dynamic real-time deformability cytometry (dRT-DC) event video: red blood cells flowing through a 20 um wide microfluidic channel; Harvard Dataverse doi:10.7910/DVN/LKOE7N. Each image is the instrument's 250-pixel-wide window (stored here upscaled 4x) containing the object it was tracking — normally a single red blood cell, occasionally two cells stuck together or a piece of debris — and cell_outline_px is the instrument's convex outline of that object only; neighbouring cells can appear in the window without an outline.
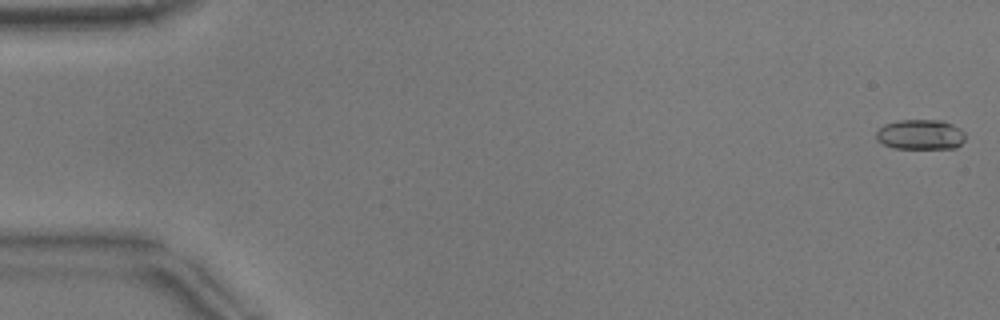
{"species": "common noctule bat (a hibernating species)", "species_latin": "Nyctalus noctula", "temperature_condition": "warm", "stored_images_in_passage": 53, "camera_frame_rate_fps": 3000, "um_per_image_px": 0.085, "animal": {"sex": "male", "body_mass_g": 17.9}, "frame": {"image": 1, "passage_image": 1, "time_ms": 0.0, "image_size_px": [1000, 320], "cell_outline_px": [[964, 140], [956, 148], [892, 148], [876, 140], [876, 132], [884, 124], [900, 120], [944, 120], [960, 128], [964, 132]], "centroid_in_image_um": [78.23, 11.43], "position_along_channel_um": 6.8, "area_um2": 15.66}}
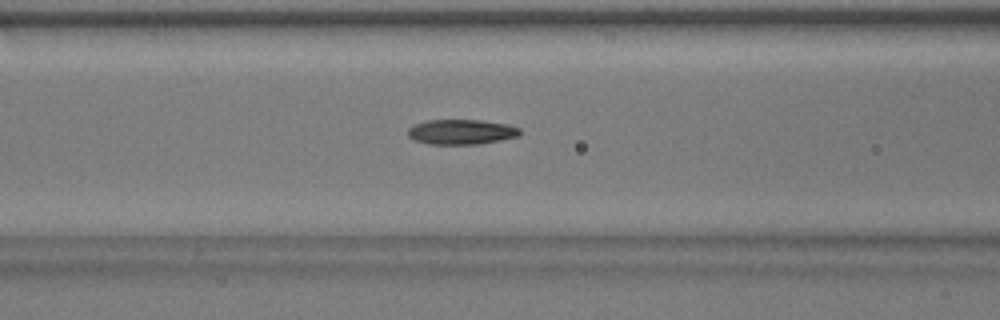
{"frame": {"image": 2, "passage_image": 22, "time_ms": 7.0, "image_size_px": [1000, 320], "cell_outline_px": [[520, 136], [500, 140], [476, 144], [428, 144], [416, 140], [408, 136], [408, 128], [412, 124], [428, 120], [480, 120], [508, 124], [520, 128]], "centroid_in_image_um": [39.21, 11.2], "position_along_channel_um": 127.4, "area_um2": 16.36}}
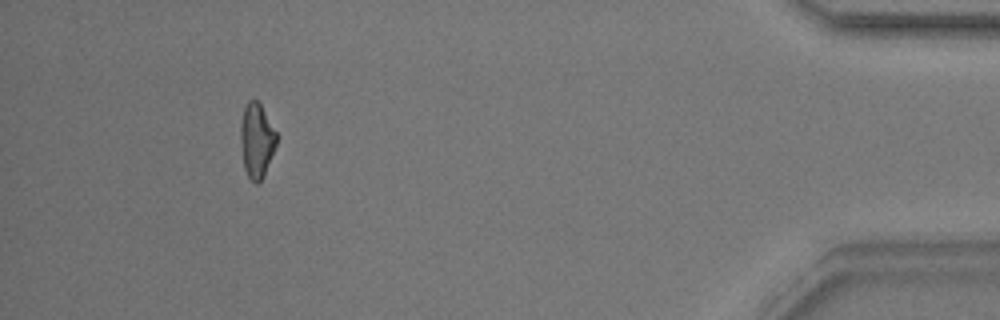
{"frame": {"image": 3, "passage_image": 49, "time_ms": 16.0, "image_size_px": [1000, 320], "cell_outline_px": [[276, 144], [264, 176], [256, 184], [248, 176], [244, 168], [240, 144], [240, 124], [244, 108], [248, 100], [256, 100], [260, 104], [276, 132]], "centroid_in_image_um": [21.79, 11.94], "position_along_channel_um": 413.4, "area_um2": 15.43}, "authors_computed_cell_mechanics": {"area_um2": 15.895, "velocity_mm_per_s": 3.8586, "shape_relaxation_time_tau1_ms": 5.1058, "shape_relaxation_time_tau2_ms": 3.0693, "deformation_change_tau1": 0.2054, "deformation_change_tau2": 0.1128}}